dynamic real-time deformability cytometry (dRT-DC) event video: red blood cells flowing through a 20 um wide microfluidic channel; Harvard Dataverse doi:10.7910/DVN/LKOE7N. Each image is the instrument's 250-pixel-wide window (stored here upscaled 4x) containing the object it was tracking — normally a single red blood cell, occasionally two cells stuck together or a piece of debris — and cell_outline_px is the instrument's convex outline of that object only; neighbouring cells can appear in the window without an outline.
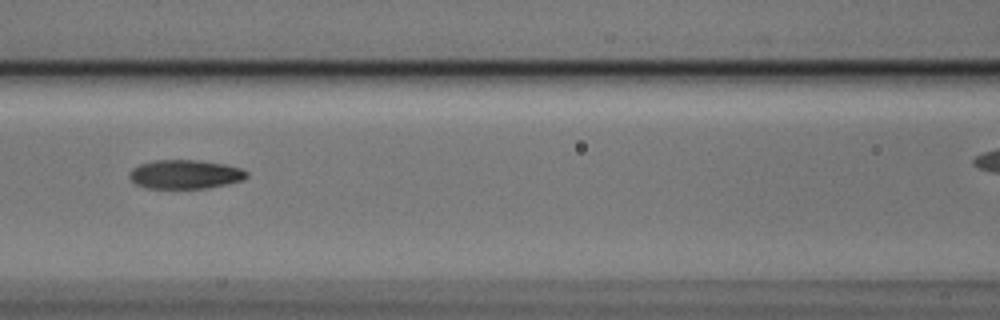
{"species": "Egyptian fruit bat (a non-hibernating species)", "species_latin": "Rousettus aegyptiacus", "temperature_condition": "cold", "stored_images_in_passage": 7, "camera_frame_rate_fps": 3000, "um_per_image_px": 0.085, "animal": {"sex": "male"}, "frame": {"image": 1, "passage_image": 3, "time_ms": 0.667, "image_size_px": [1000, 320], "cell_outline_px": [[248, 176], [244, 180], [204, 188], [148, 188], [136, 184], [128, 176], [128, 172], [132, 168], [140, 164], [156, 160], [200, 160], [224, 164], [240, 168], [248, 172]], "centroid_in_image_um": [15.72, 14.81], "position_along_channel_um": 150.9, "area_um2": 19.71}}
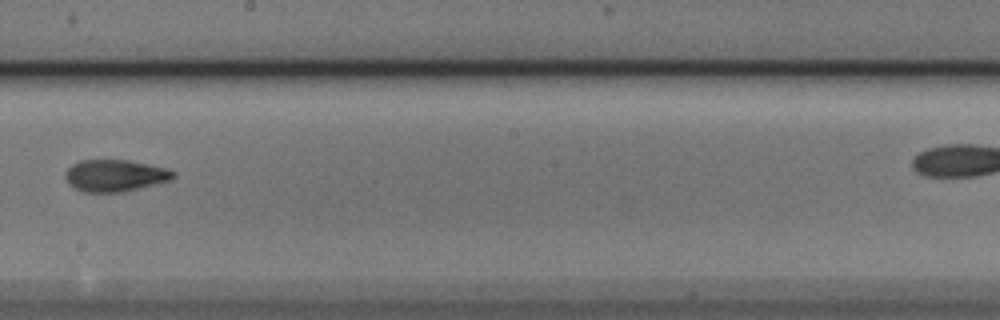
{"frame": {"image": 2, "passage_image": 5, "time_ms": 1.333, "image_size_px": [1000, 320], "cell_outline_px": [[176, 176], [168, 180], [156, 184], [124, 192], [84, 192], [68, 184], [64, 176], [64, 172], [72, 164], [80, 160], [128, 160], [164, 168], [176, 172]], "centroid_in_image_um": [9.73, 14.93], "position_along_channel_um": 238.5, "area_um2": 20.0}}
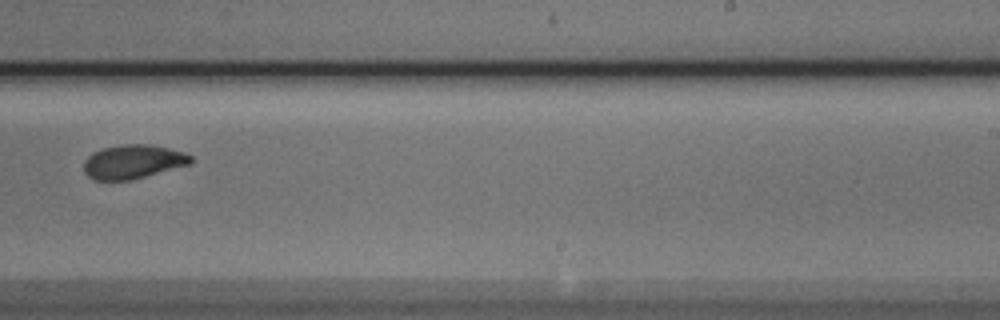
{"frame": {"image": 3, "passage_image": 7, "time_ms": 2.0, "image_size_px": [1000, 320], "cell_outline_px": [[192, 164], [128, 180], [92, 180], [84, 172], [84, 160], [92, 152], [100, 148], [120, 144], [148, 144], [168, 148], [184, 152], [192, 156]], "centroid_in_image_um": [11.28, 13.73], "position_along_channel_um": 277.7, "area_um2": 21.27}}